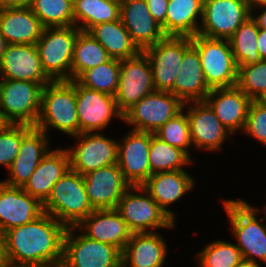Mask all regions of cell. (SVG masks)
<instances>
[{"mask_svg": "<svg viewBox=\"0 0 266 267\" xmlns=\"http://www.w3.org/2000/svg\"><path fill=\"white\" fill-rule=\"evenodd\" d=\"M44 85L38 82L0 79V111L11 124L35 126Z\"/></svg>", "mask_w": 266, "mask_h": 267, "instance_id": "8", "label": "cell"}, {"mask_svg": "<svg viewBox=\"0 0 266 267\" xmlns=\"http://www.w3.org/2000/svg\"><path fill=\"white\" fill-rule=\"evenodd\" d=\"M78 230L94 240L111 244L121 252L132 232L116 209L94 210L77 226Z\"/></svg>", "mask_w": 266, "mask_h": 267, "instance_id": "24", "label": "cell"}, {"mask_svg": "<svg viewBox=\"0 0 266 267\" xmlns=\"http://www.w3.org/2000/svg\"><path fill=\"white\" fill-rule=\"evenodd\" d=\"M183 112L182 110L175 117L169 119L154 135L169 145L182 149L191 156L189 147H193V145L187 115Z\"/></svg>", "mask_w": 266, "mask_h": 267, "instance_id": "40", "label": "cell"}, {"mask_svg": "<svg viewBox=\"0 0 266 267\" xmlns=\"http://www.w3.org/2000/svg\"><path fill=\"white\" fill-rule=\"evenodd\" d=\"M88 200L94 210L115 209L130 187L118 164H112L83 175Z\"/></svg>", "mask_w": 266, "mask_h": 267, "instance_id": "18", "label": "cell"}, {"mask_svg": "<svg viewBox=\"0 0 266 267\" xmlns=\"http://www.w3.org/2000/svg\"><path fill=\"white\" fill-rule=\"evenodd\" d=\"M94 208L90 204L83 175L69 169L53 186L43 203V212L66 227L77 226Z\"/></svg>", "mask_w": 266, "mask_h": 267, "instance_id": "4", "label": "cell"}, {"mask_svg": "<svg viewBox=\"0 0 266 267\" xmlns=\"http://www.w3.org/2000/svg\"><path fill=\"white\" fill-rule=\"evenodd\" d=\"M45 134L55 128L69 136L79 134L75 80H58L45 84L41 108L35 126Z\"/></svg>", "mask_w": 266, "mask_h": 267, "instance_id": "2", "label": "cell"}, {"mask_svg": "<svg viewBox=\"0 0 266 267\" xmlns=\"http://www.w3.org/2000/svg\"><path fill=\"white\" fill-rule=\"evenodd\" d=\"M67 227L48 213L34 221L7 230L6 256L9 265L60 267Z\"/></svg>", "mask_w": 266, "mask_h": 267, "instance_id": "1", "label": "cell"}, {"mask_svg": "<svg viewBox=\"0 0 266 267\" xmlns=\"http://www.w3.org/2000/svg\"><path fill=\"white\" fill-rule=\"evenodd\" d=\"M251 16L247 0H203L199 35L229 39Z\"/></svg>", "mask_w": 266, "mask_h": 267, "instance_id": "13", "label": "cell"}, {"mask_svg": "<svg viewBox=\"0 0 266 267\" xmlns=\"http://www.w3.org/2000/svg\"><path fill=\"white\" fill-rule=\"evenodd\" d=\"M257 48L259 56L262 60H266V30L259 29L257 38Z\"/></svg>", "mask_w": 266, "mask_h": 267, "instance_id": "44", "label": "cell"}, {"mask_svg": "<svg viewBox=\"0 0 266 267\" xmlns=\"http://www.w3.org/2000/svg\"><path fill=\"white\" fill-rule=\"evenodd\" d=\"M29 0H0V8L20 7L28 4Z\"/></svg>", "mask_w": 266, "mask_h": 267, "instance_id": "47", "label": "cell"}, {"mask_svg": "<svg viewBox=\"0 0 266 267\" xmlns=\"http://www.w3.org/2000/svg\"><path fill=\"white\" fill-rule=\"evenodd\" d=\"M111 59L104 47L87 31H79L74 44L71 62V80L85 70Z\"/></svg>", "mask_w": 266, "mask_h": 267, "instance_id": "33", "label": "cell"}, {"mask_svg": "<svg viewBox=\"0 0 266 267\" xmlns=\"http://www.w3.org/2000/svg\"><path fill=\"white\" fill-rule=\"evenodd\" d=\"M192 45L188 36H165L142 52L147 56L156 90L174 95L175 77L180 70L184 52Z\"/></svg>", "mask_w": 266, "mask_h": 267, "instance_id": "11", "label": "cell"}, {"mask_svg": "<svg viewBox=\"0 0 266 267\" xmlns=\"http://www.w3.org/2000/svg\"><path fill=\"white\" fill-rule=\"evenodd\" d=\"M150 132L131 130L118 142L117 164L130 186H142L151 176Z\"/></svg>", "mask_w": 266, "mask_h": 267, "instance_id": "17", "label": "cell"}, {"mask_svg": "<svg viewBox=\"0 0 266 267\" xmlns=\"http://www.w3.org/2000/svg\"><path fill=\"white\" fill-rule=\"evenodd\" d=\"M120 18L133 43L142 52L166 35L153 18L145 0H124L120 3Z\"/></svg>", "mask_w": 266, "mask_h": 267, "instance_id": "21", "label": "cell"}, {"mask_svg": "<svg viewBox=\"0 0 266 267\" xmlns=\"http://www.w3.org/2000/svg\"><path fill=\"white\" fill-rule=\"evenodd\" d=\"M75 93L79 134L104 130L110 125L114 116L123 120L115 96L86 88L76 80Z\"/></svg>", "mask_w": 266, "mask_h": 267, "instance_id": "15", "label": "cell"}, {"mask_svg": "<svg viewBox=\"0 0 266 267\" xmlns=\"http://www.w3.org/2000/svg\"><path fill=\"white\" fill-rule=\"evenodd\" d=\"M222 204L242 257L253 262L259 259L266 264V223H260L264 217L257 218L260 209L242 199H225Z\"/></svg>", "mask_w": 266, "mask_h": 267, "instance_id": "3", "label": "cell"}, {"mask_svg": "<svg viewBox=\"0 0 266 267\" xmlns=\"http://www.w3.org/2000/svg\"><path fill=\"white\" fill-rule=\"evenodd\" d=\"M153 18L162 26L165 23L169 0H145Z\"/></svg>", "mask_w": 266, "mask_h": 267, "instance_id": "43", "label": "cell"}, {"mask_svg": "<svg viewBox=\"0 0 266 267\" xmlns=\"http://www.w3.org/2000/svg\"><path fill=\"white\" fill-rule=\"evenodd\" d=\"M115 1H117V2L121 3V2H123L124 0H115Z\"/></svg>", "mask_w": 266, "mask_h": 267, "instance_id": "54", "label": "cell"}, {"mask_svg": "<svg viewBox=\"0 0 266 267\" xmlns=\"http://www.w3.org/2000/svg\"><path fill=\"white\" fill-rule=\"evenodd\" d=\"M236 267H261L259 262H253L251 260L242 259Z\"/></svg>", "mask_w": 266, "mask_h": 267, "instance_id": "49", "label": "cell"}, {"mask_svg": "<svg viewBox=\"0 0 266 267\" xmlns=\"http://www.w3.org/2000/svg\"><path fill=\"white\" fill-rule=\"evenodd\" d=\"M7 46L8 42L5 40V38L0 32V59L2 58L4 51L7 49Z\"/></svg>", "mask_w": 266, "mask_h": 267, "instance_id": "50", "label": "cell"}, {"mask_svg": "<svg viewBox=\"0 0 266 267\" xmlns=\"http://www.w3.org/2000/svg\"><path fill=\"white\" fill-rule=\"evenodd\" d=\"M78 29L45 27L36 42L43 71L52 81L71 80V62Z\"/></svg>", "mask_w": 266, "mask_h": 267, "instance_id": "6", "label": "cell"}, {"mask_svg": "<svg viewBox=\"0 0 266 267\" xmlns=\"http://www.w3.org/2000/svg\"><path fill=\"white\" fill-rule=\"evenodd\" d=\"M8 267H24V266H12V265H9Z\"/></svg>", "mask_w": 266, "mask_h": 267, "instance_id": "53", "label": "cell"}, {"mask_svg": "<svg viewBox=\"0 0 266 267\" xmlns=\"http://www.w3.org/2000/svg\"><path fill=\"white\" fill-rule=\"evenodd\" d=\"M263 212L265 213L264 216H265V218H266V207L264 208Z\"/></svg>", "mask_w": 266, "mask_h": 267, "instance_id": "52", "label": "cell"}, {"mask_svg": "<svg viewBox=\"0 0 266 267\" xmlns=\"http://www.w3.org/2000/svg\"><path fill=\"white\" fill-rule=\"evenodd\" d=\"M121 60L109 61L85 70L75 80L82 86L115 96L119 85Z\"/></svg>", "mask_w": 266, "mask_h": 267, "instance_id": "36", "label": "cell"}, {"mask_svg": "<svg viewBox=\"0 0 266 267\" xmlns=\"http://www.w3.org/2000/svg\"><path fill=\"white\" fill-rule=\"evenodd\" d=\"M242 131L266 146V100H252Z\"/></svg>", "mask_w": 266, "mask_h": 267, "instance_id": "42", "label": "cell"}, {"mask_svg": "<svg viewBox=\"0 0 266 267\" xmlns=\"http://www.w3.org/2000/svg\"><path fill=\"white\" fill-rule=\"evenodd\" d=\"M260 13L261 14H253V12H251V18L257 23L259 29L266 30V6L263 7L262 12Z\"/></svg>", "mask_w": 266, "mask_h": 267, "instance_id": "46", "label": "cell"}, {"mask_svg": "<svg viewBox=\"0 0 266 267\" xmlns=\"http://www.w3.org/2000/svg\"><path fill=\"white\" fill-rule=\"evenodd\" d=\"M194 161L180 148L169 145L150 132L149 163L151 175L158 172L183 170Z\"/></svg>", "mask_w": 266, "mask_h": 267, "instance_id": "34", "label": "cell"}, {"mask_svg": "<svg viewBox=\"0 0 266 267\" xmlns=\"http://www.w3.org/2000/svg\"><path fill=\"white\" fill-rule=\"evenodd\" d=\"M9 263L6 256L5 234L0 231V267H8Z\"/></svg>", "mask_w": 266, "mask_h": 267, "instance_id": "45", "label": "cell"}, {"mask_svg": "<svg viewBox=\"0 0 266 267\" xmlns=\"http://www.w3.org/2000/svg\"><path fill=\"white\" fill-rule=\"evenodd\" d=\"M115 209L132 233L156 232L155 228L170 229L176 225L143 186H130Z\"/></svg>", "mask_w": 266, "mask_h": 267, "instance_id": "7", "label": "cell"}, {"mask_svg": "<svg viewBox=\"0 0 266 267\" xmlns=\"http://www.w3.org/2000/svg\"><path fill=\"white\" fill-rule=\"evenodd\" d=\"M0 77L43 85L52 81L43 71L35 44H8L0 59Z\"/></svg>", "mask_w": 266, "mask_h": 267, "instance_id": "19", "label": "cell"}, {"mask_svg": "<svg viewBox=\"0 0 266 267\" xmlns=\"http://www.w3.org/2000/svg\"><path fill=\"white\" fill-rule=\"evenodd\" d=\"M155 90L152 68L143 52L133 58L121 60L115 100L122 114Z\"/></svg>", "mask_w": 266, "mask_h": 267, "instance_id": "14", "label": "cell"}, {"mask_svg": "<svg viewBox=\"0 0 266 267\" xmlns=\"http://www.w3.org/2000/svg\"><path fill=\"white\" fill-rule=\"evenodd\" d=\"M259 28L251 16L229 38L232 53L238 66H249L261 60L257 38Z\"/></svg>", "mask_w": 266, "mask_h": 267, "instance_id": "35", "label": "cell"}, {"mask_svg": "<svg viewBox=\"0 0 266 267\" xmlns=\"http://www.w3.org/2000/svg\"><path fill=\"white\" fill-rule=\"evenodd\" d=\"M43 29L28 5L0 8V32L8 44H36Z\"/></svg>", "mask_w": 266, "mask_h": 267, "instance_id": "28", "label": "cell"}, {"mask_svg": "<svg viewBox=\"0 0 266 267\" xmlns=\"http://www.w3.org/2000/svg\"><path fill=\"white\" fill-rule=\"evenodd\" d=\"M198 252L199 267H236L243 259L236 244L216 240Z\"/></svg>", "mask_w": 266, "mask_h": 267, "instance_id": "38", "label": "cell"}, {"mask_svg": "<svg viewBox=\"0 0 266 267\" xmlns=\"http://www.w3.org/2000/svg\"><path fill=\"white\" fill-rule=\"evenodd\" d=\"M211 89L206 84L198 51L191 45L183 54L175 77L174 95L183 103L205 101Z\"/></svg>", "mask_w": 266, "mask_h": 267, "instance_id": "29", "label": "cell"}, {"mask_svg": "<svg viewBox=\"0 0 266 267\" xmlns=\"http://www.w3.org/2000/svg\"><path fill=\"white\" fill-rule=\"evenodd\" d=\"M236 86L252 100H266V60L238 66Z\"/></svg>", "mask_w": 266, "mask_h": 267, "instance_id": "39", "label": "cell"}, {"mask_svg": "<svg viewBox=\"0 0 266 267\" xmlns=\"http://www.w3.org/2000/svg\"><path fill=\"white\" fill-rule=\"evenodd\" d=\"M75 26L88 31L92 26L120 19V3L115 0H73Z\"/></svg>", "mask_w": 266, "mask_h": 267, "instance_id": "32", "label": "cell"}, {"mask_svg": "<svg viewBox=\"0 0 266 267\" xmlns=\"http://www.w3.org/2000/svg\"><path fill=\"white\" fill-rule=\"evenodd\" d=\"M185 108H188L186 115L194 149L220 151L231 133L221 124L209 104L206 101H193L184 103L183 110Z\"/></svg>", "mask_w": 266, "mask_h": 267, "instance_id": "16", "label": "cell"}, {"mask_svg": "<svg viewBox=\"0 0 266 267\" xmlns=\"http://www.w3.org/2000/svg\"><path fill=\"white\" fill-rule=\"evenodd\" d=\"M76 226L67 227L60 267H122V252L115 246L91 239ZM75 233V235H74Z\"/></svg>", "mask_w": 266, "mask_h": 267, "instance_id": "9", "label": "cell"}, {"mask_svg": "<svg viewBox=\"0 0 266 267\" xmlns=\"http://www.w3.org/2000/svg\"><path fill=\"white\" fill-rule=\"evenodd\" d=\"M33 126L26 124H7L0 130V165L7 167L13 163L18 155L22 137Z\"/></svg>", "mask_w": 266, "mask_h": 267, "instance_id": "41", "label": "cell"}, {"mask_svg": "<svg viewBox=\"0 0 266 267\" xmlns=\"http://www.w3.org/2000/svg\"><path fill=\"white\" fill-rule=\"evenodd\" d=\"M205 101L221 124L233 135L242 131L252 99L237 86L211 89Z\"/></svg>", "mask_w": 266, "mask_h": 267, "instance_id": "23", "label": "cell"}, {"mask_svg": "<svg viewBox=\"0 0 266 267\" xmlns=\"http://www.w3.org/2000/svg\"><path fill=\"white\" fill-rule=\"evenodd\" d=\"M247 1L251 12H253L254 9L256 10V8L258 7L261 10L262 7L266 6V0H247Z\"/></svg>", "mask_w": 266, "mask_h": 267, "instance_id": "48", "label": "cell"}, {"mask_svg": "<svg viewBox=\"0 0 266 267\" xmlns=\"http://www.w3.org/2000/svg\"><path fill=\"white\" fill-rule=\"evenodd\" d=\"M202 10L203 0H169L165 23L161 26L163 33L166 36L192 37L197 35Z\"/></svg>", "mask_w": 266, "mask_h": 267, "instance_id": "30", "label": "cell"}, {"mask_svg": "<svg viewBox=\"0 0 266 267\" xmlns=\"http://www.w3.org/2000/svg\"><path fill=\"white\" fill-rule=\"evenodd\" d=\"M7 124H9L3 117L0 111V130H2Z\"/></svg>", "mask_w": 266, "mask_h": 267, "instance_id": "51", "label": "cell"}, {"mask_svg": "<svg viewBox=\"0 0 266 267\" xmlns=\"http://www.w3.org/2000/svg\"><path fill=\"white\" fill-rule=\"evenodd\" d=\"M43 213V204L22 187L0 181V231L30 223Z\"/></svg>", "mask_w": 266, "mask_h": 267, "instance_id": "20", "label": "cell"}, {"mask_svg": "<svg viewBox=\"0 0 266 267\" xmlns=\"http://www.w3.org/2000/svg\"><path fill=\"white\" fill-rule=\"evenodd\" d=\"M198 51L206 84L210 89L230 88L237 84L238 65L234 59L229 39L209 38L202 35L190 37Z\"/></svg>", "mask_w": 266, "mask_h": 267, "instance_id": "5", "label": "cell"}, {"mask_svg": "<svg viewBox=\"0 0 266 267\" xmlns=\"http://www.w3.org/2000/svg\"><path fill=\"white\" fill-rule=\"evenodd\" d=\"M89 32L114 59H130L141 51L133 43L129 32L120 19L92 26Z\"/></svg>", "mask_w": 266, "mask_h": 267, "instance_id": "31", "label": "cell"}, {"mask_svg": "<svg viewBox=\"0 0 266 267\" xmlns=\"http://www.w3.org/2000/svg\"><path fill=\"white\" fill-rule=\"evenodd\" d=\"M50 134H45L42 130L32 127L21 140L18 155L8 168L9 178L2 182L10 186L23 187L29 180L41 160L48 154L51 148L48 143Z\"/></svg>", "mask_w": 266, "mask_h": 267, "instance_id": "22", "label": "cell"}, {"mask_svg": "<svg viewBox=\"0 0 266 267\" xmlns=\"http://www.w3.org/2000/svg\"><path fill=\"white\" fill-rule=\"evenodd\" d=\"M163 239L157 232L132 233L121 254L122 267H163L168 253Z\"/></svg>", "mask_w": 266, "mask_h": 267, "instance_id": "26", "label": "cell"}, {"mask_svg": "<svg viewBox=\"0 0 266 267\" xmlns=\"http://www.w3.org/2000/svg\"><path fill=\"white\" fill-rule=\"evenodd\" d=\"M75 147L67 148L70 169L82 175L116 164L118 161V141L107 138L99 132H84L76 136Z\"/></svg>", "mask_w": 266, "mask_h": 267, "instance_id": "12", "label": "cell"}, {"mask_svg": "<svg viewBox=\"0 0 266 267\" xmlns=\"http://www.w3.org/2000/svg\"><path fill=\"white\" fill-rule=\"evenodd\" d=\"M42 26H74L73 0H29L27 4Z\"/></svg>", "mask_w": 266, "mask_h": 267, "instance_id": "37", "label": "cell"}, {"mask_svg": "<svg viewBox=\"0 0 266 267\" xmlns=\"http://www.w3.org/2000/svg\"><path fill=\"white\" fill-rule=\"evenodd\" d=\"M184 103L169 91L155 90L123 114L132 130L155 133L169 119L183 110Z\"/></svg>", "mask_w": 266, "mask_h": 267, "instance_id": "10", "label": "cell"}, {"mask_svg": "<svg viewBox=\"0 0 266 267\" xmlns=\"http://www.w3.org/2000/svg\"><path fill=\"white\" fill-rule=\"evenodd\" d=\"M194 184V179L183 169L154 173L142 186L167 216L175 222V213L168 207L191 191L195 187Z\"/></svg>", "mask_w": 266, "mask_h": 267, "instance_id": "27", "label": "cell"}, {"mask_svg": "<svg viewBox=\"0 0 266 267\" xmlns=\"http://www.w3.org/2000/svg\"><path fill=\"white\" fill-rule=\"evenodd\" d=\"M69 169L70 157L67 149H51L22 188L43 204L50 196L55 183Z\"/></svg>", "mask_w": 266, "mask_h": 267, "instance_id": "25", "label": "cell"}]
</instances>
